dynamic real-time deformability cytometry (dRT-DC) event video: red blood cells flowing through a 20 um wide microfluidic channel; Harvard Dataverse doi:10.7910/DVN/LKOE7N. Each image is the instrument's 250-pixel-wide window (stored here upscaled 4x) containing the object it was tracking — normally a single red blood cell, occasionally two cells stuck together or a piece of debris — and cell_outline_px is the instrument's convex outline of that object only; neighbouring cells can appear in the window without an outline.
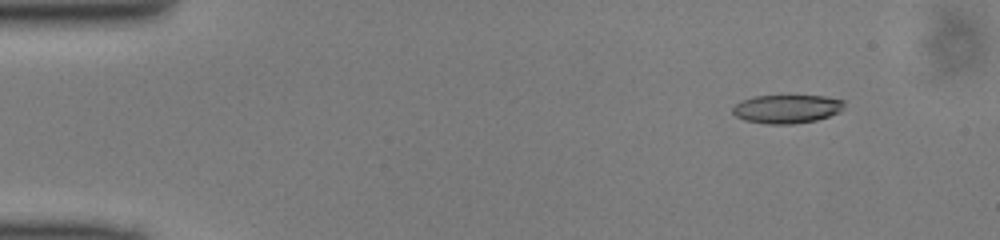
{"species": "common noctule bat (a hibernating species)", "species_latin": "Nyctalus noctula", "temperature_condition": "cold", "stored_images_in_passage": 47, "camera_frame_rate_fps": 3000, "um_per_image_px": 0.085, "animal": {"sex": "male", "body_mass_g": 13.0, "forearm_length_mm": 53.1}, "frame": {"image": 1, "passage_image": 3, "time_ms": 0.667, "image_size_px": [1000, 240], "cell_outline_px": [[844, 104], [840, 112], [816, 120], [792, 124], [768, 124], [744, 120], [736, 116], [732, 112], [732, 108], [740, 100], [752, 96], [824, 96], [844, 100]], "centroid_in_image_um": [66.85, 9.25], "position_along_channel_um": 18.1, "area_um2": 18.55}}
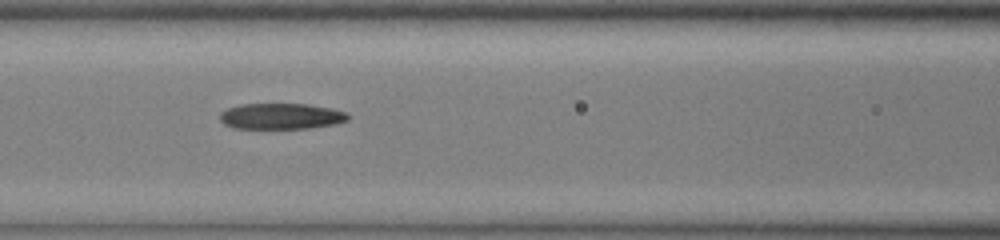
{"frame": {"image": 2, "passage_image": 19, "time_ms": 6.0, "image_size_px": [1000, 240], "cell_outline_px": [[348, 120], [336, 124], [308, 128], [232, 128], [224, 124], [220, 120], [220, 112], [228, 108], [240, 104], [308, 104], [332, 108], [344, 112], [348, 116]], "centroid_in_image_um": [23.87, 9.88], "position_along_channel_um": 142.7, "area_um2": 19.31}}
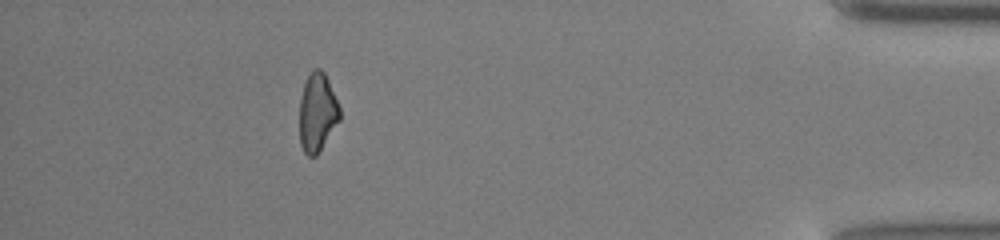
{"frame": {"image": 3, "passage_image": 42, "time_ms": 13.667, "image_size_px": [1000, 240], "cell_outline_px": [[340, 120], [316, 156], [308, 156], [304, 152], [300, 144], [300, 100], [304, 84], [312, 68], [320, 68], [324, 72], [328, 80], [340, 108]], "centroid_in_image_um": [26.97, 9.55], "position_along_channel_um": 408.2, "area_um2": 18.32}}